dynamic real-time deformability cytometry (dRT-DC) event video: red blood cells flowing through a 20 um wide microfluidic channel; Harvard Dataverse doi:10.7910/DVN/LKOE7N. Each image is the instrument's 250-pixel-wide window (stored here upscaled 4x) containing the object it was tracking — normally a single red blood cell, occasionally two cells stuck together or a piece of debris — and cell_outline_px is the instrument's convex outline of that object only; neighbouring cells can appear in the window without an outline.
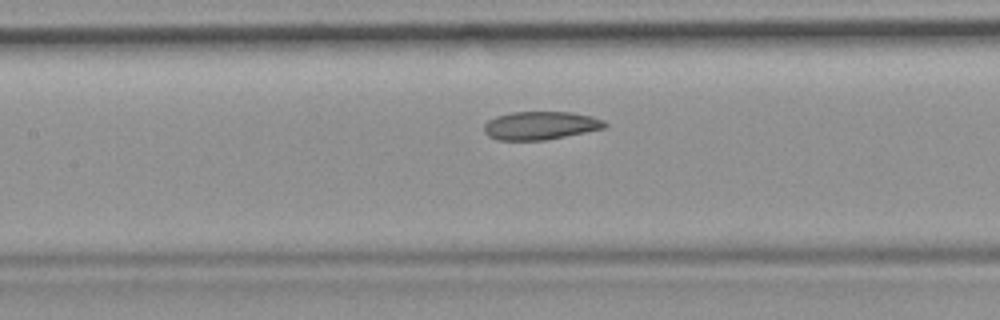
{"species": "common noctule bat (a hibernating species)", "species_latin": "Nyctalus noctula", "temperature_condition": "room temperature", "stored_images_in_passage": 40, "camera_frame_rate_fps": 3000, "um_per_image_px": 0.085, "animal": {"sex": "female", "body_mass_g": 19.9}, "frame": {"image": 1, "passage_image": 18, "time_ms": 5.667, "image_size_px": [1000, 320], "cell_outline_px": [[608, 124], [604, 128], [544, 140], [496, 140], [488, 136], [484, 132], [484, 124], [488, 120], [496, 116], [512, 112], [572, 112], [592, 116], [604, 120]], "centroid_in_image_um": [45.91, 10.66], "position_along_channel_um": 161.5, "area_um2": 19.83}}